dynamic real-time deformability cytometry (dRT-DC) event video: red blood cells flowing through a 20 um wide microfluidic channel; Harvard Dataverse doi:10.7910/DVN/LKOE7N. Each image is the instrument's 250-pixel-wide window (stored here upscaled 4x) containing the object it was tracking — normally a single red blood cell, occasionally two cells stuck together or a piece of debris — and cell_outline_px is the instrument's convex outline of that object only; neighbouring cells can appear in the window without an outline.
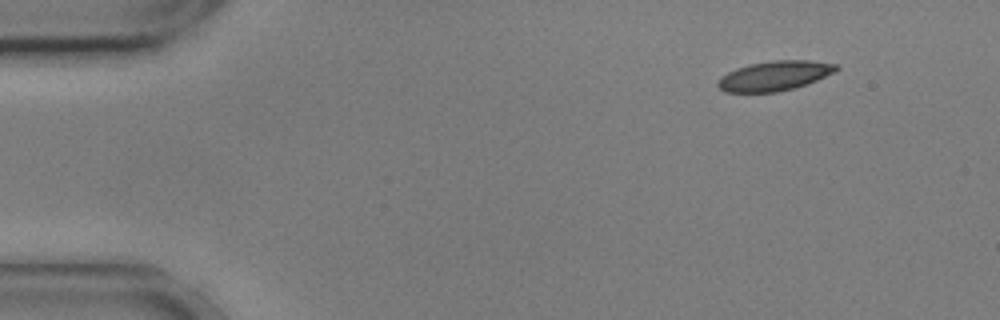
{"species": "common noctule bat (a hibernating species)", "species_latin": "Nyctalus noctula", "temperature_condition": "cold", "stored_images_in_passage": 50, "camera_frame_rate_fps": 3000, "um_per_image_px": 0.085, "animal": {"sex": "male", "body_mass_g": 17.9, "forearm_length_mm": 54.2}, "frame": {"image": 1, "passage_image": 1, "time_ms": 0.0, "image_size_px": [1000, 320], "cell_outline_px": [[840, 68], [816, 80], [796, 88], [776, 92], [724, 92], [716, 84], [720, 76], [736, 68], [748, 64], [772, 60], [808, 60], [836, 64]], "centroid_in_image_um": [65.79, 6.44], "position_along_channel_um": 19.2, "area_um2": 20.46}}
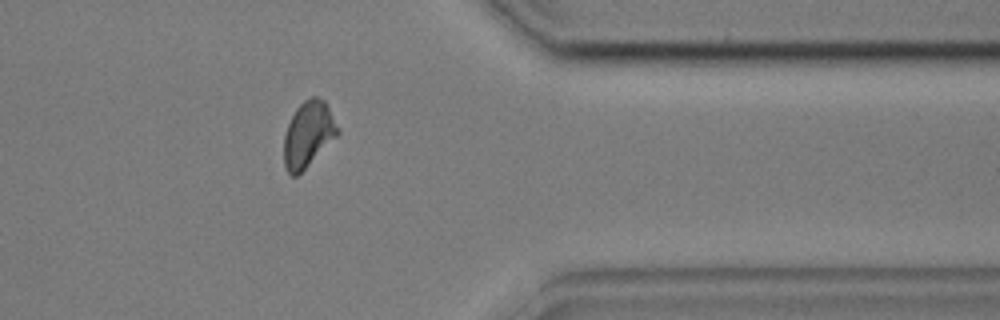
{"frame": {"image": 2, "passage_image": 40, "time_ms": 13.0, "image_size_px": [1000, 320], "cell_outline_px": [[340, 132], [296, 176], [292, 176], [284, 168], [284, 136], [288, 124], [296, 108], [304, 100], [312, 96], [316, 96], [324, 100]], "centroid_in_image_um": [26.16, 11.39], "position_along_channel_um": 385.2, "area_um2": 20.0}}
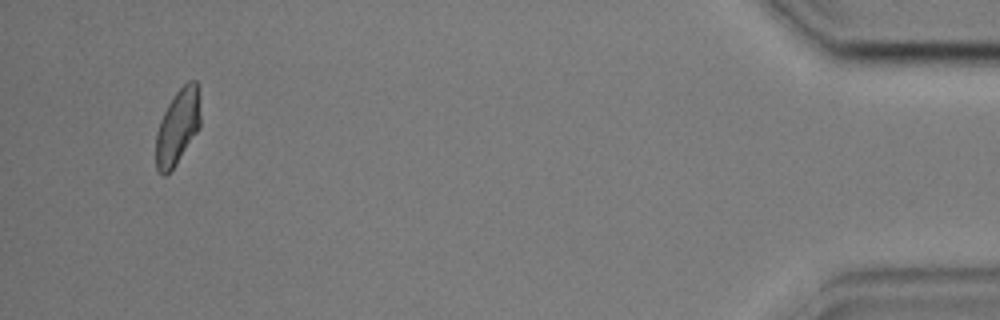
{"frame": {"image": 3, "passage_image": 48, "time_ms": 15.667, "image_size_px": [1000, 320], "cell_outline_px": [[200, 128], [176, 164], [164, 176], [156, 168], [156, 132], [160, 120], [168, 104], [176, 92], [188, 80], [196, 80], [200, 116]], "centroid_in_image_um": [15.09, 10.78], "position_along_channel_um": 420.1, "area_um2": 19.31}, "authors_computed_cell_mechanics": {"area_um2": 20.6924, "velocity_mm_per_s": 3.5879, "shape_relaxation_time_tau1_ms": 4.4815, "shape_relaxation_time_tau2_ms": 2.3461, "deformation_change_tau1": 0.1103, "deformation_change_tau2": 0.0676}}